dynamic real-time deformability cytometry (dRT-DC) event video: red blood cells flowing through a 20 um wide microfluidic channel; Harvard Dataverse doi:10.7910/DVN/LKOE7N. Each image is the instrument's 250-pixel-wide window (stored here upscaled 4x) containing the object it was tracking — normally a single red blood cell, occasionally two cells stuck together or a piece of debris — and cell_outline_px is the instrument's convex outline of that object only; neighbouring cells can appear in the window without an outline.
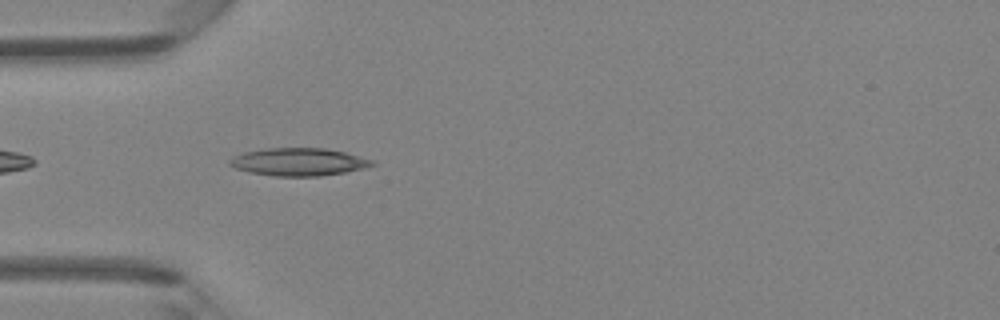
{"species": "Egyptian fruit bat (a non-hibernating species)", "species_latin": "Rousettus aegyptiacus", "temperature_condition": "room temperature", "stored_images_in_passage": 35, "camera_frame_rate_fps": 3000, "um_per_image_px": 0.085, "animal": {"sex": "female"}, "frame": {"image": 1, "passage_image": 2, "time_ms": 0.333, "image_size_px": [1000, 320], "cell_outline_px": [[376, 164], [364, 168], [344, 172], [320, 176], [276, 176], [252, 172], [236, 168], [228, 164], [228, 160], [232, 156], [244, 152], [268, 148], [324, 148], [344, 152], [372, 160]], "centroid_in_image_um": [25.36, 13.76], "position_along_channel_um": 59.6, "area_um2": 22.77}}
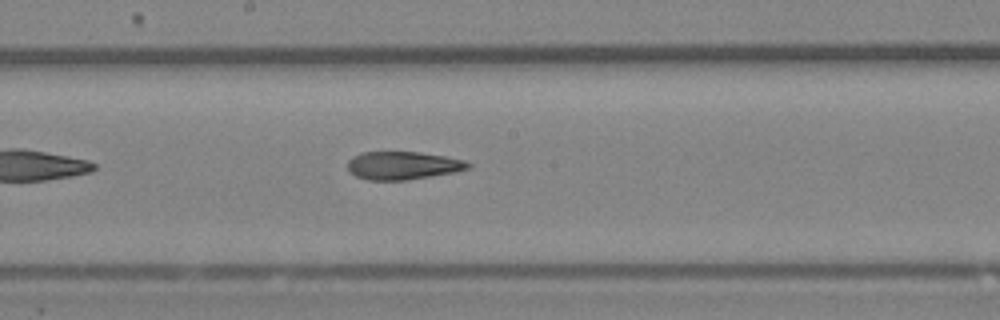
{"frame": {"image": 2, "passage_image": 13, "time_ms": 4.0, "image_size_px": [1000, 320], "cell_outline_px": [[472, 168], [456, 172], [408, 180], [368, 180], [356, 176], [348, 168], [348, 160], [352, 156], [360, 152], [416, 152], [444, 156], [464, 160], [472, 164]], "centroid_in_image_um": [34.27, 14.07], "position_along_channel_um": 213.9, "area_um2": 19.77}}
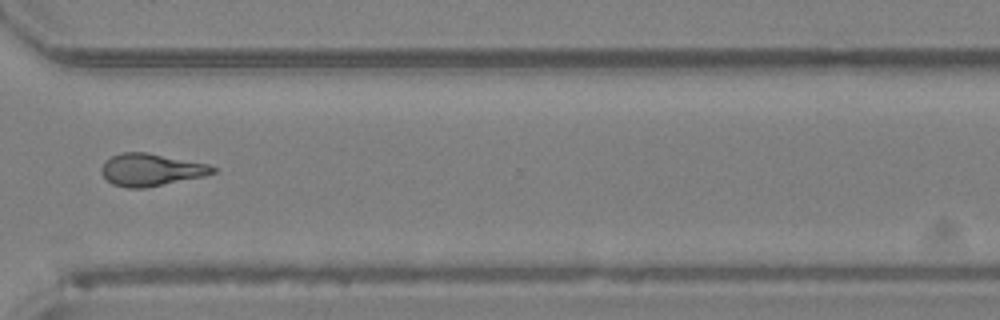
{"frame": {"image": 3, "passage_image": 23, "time_ms": 7.333, "image_size_px": [1000, 320], "cell_outline_px": [[216, 172], [208, 176], [144, 188], [128, 188], [112, 184], [100, 172], [100, 168], [112, 156], [120, 152], [144, 152], [208, 164], [216, 168]], "centroid_in_image_um": [12.86, 14.44], "position_along_channel_um": 357.7, "area_um2": 20.92}, "authors_computed_cell_mechanics": {"area_um2": 20.4034, "velocity_mm_per_s": 4.2901, "shape_relaxation_time_tau1_ms": null, "shape_relaxation_time_tau2_ms": 3.1425, "deformation_change_tau1": null, "deformation_change_tau2": 0.1226}}